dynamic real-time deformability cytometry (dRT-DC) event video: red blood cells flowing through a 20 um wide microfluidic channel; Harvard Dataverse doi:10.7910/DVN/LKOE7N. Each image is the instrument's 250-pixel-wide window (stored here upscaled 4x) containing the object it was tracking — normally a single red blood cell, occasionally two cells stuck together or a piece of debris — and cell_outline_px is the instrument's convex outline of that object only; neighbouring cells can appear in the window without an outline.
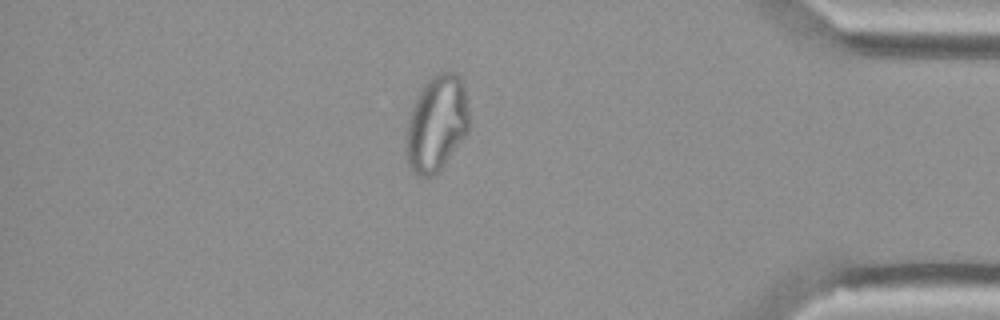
{"species": "Egyptian fruit bat (a non-hibernating species)", "species_latin": "Rousettus aegyptiacus", "temperature_condition": "cold", "stored_images_in_passage": 56, "camera_frame_rate_fps": 3000, "um_per_image_px": 0.085, "animal": {"sex": "female"}, "frame": {"image": 1, "passage_image": 48, "time_ms": 15.667, "image_size_px": [1000, 320], "cell_outline_px": [[468, 132], [440, 172], [432, 176], [416, 176], [408, 168], [404, 148], [408, 120], [412, 108], [424, 84], [436, 72], [456, 72], [460, 76], [464, 88], [468, 112]], "centroid_in_image_um": [37.09, 10.56], "position_along_channel_um": 398.1, "area_um2": 35.6}}